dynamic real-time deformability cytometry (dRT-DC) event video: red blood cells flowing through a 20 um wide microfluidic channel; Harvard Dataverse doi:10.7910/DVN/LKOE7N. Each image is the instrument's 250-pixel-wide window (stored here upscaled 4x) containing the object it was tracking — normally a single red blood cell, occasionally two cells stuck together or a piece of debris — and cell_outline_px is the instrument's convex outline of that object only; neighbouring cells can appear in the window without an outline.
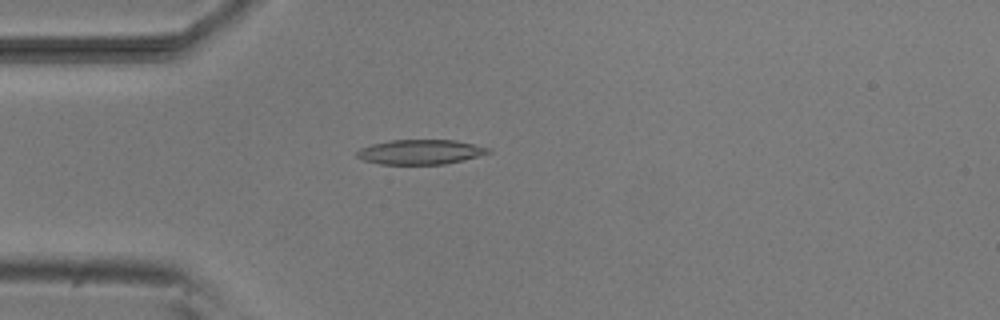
{"species": "common noctule bat (a hibernating species)", "species_latin": "Nyctalus noctula", "temperature_condition": "room temperature", "stored_images_in_passage": 37, "camera_frame_rate_fps": 3000, "um_per_image_px": 0.085, "animal": {"sex": "male", "body_mass_g": 20.5, "forearm_length_mm": 52.5}, "frame": {"image": 1, "passage_image": 5, "time_ms": 1.333, "image_size_px": [1000, 320], "cell_outline_px": [[492, 152], [444, 164], [380, 164], [364, 160], [356, 156], [356, 152], [360, 148], [372, 144], [388, 140], [456, 140], [492, 148]], "centroid_in_image_um": [35.72, 12.9], "position_along_channel_um": 49.3, "area_um2": 18.84}}
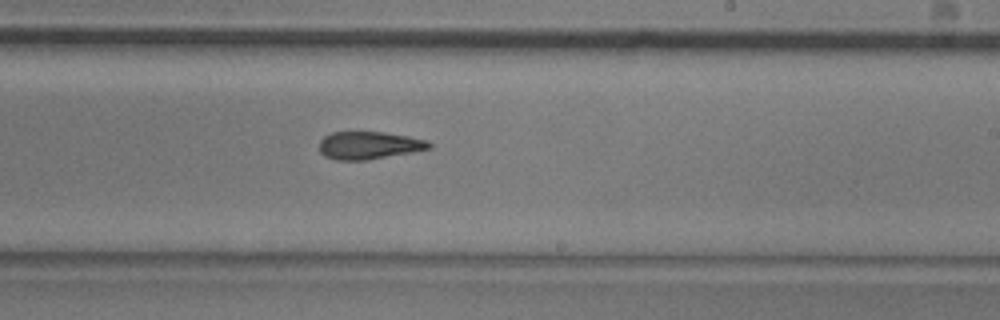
{"frame": {"image": 2, "passage_image": 22, "time_ms": 7.0, "image_size_px": [1000, 320], "cell_outline_px": [[432, 148], [412, 152], [368, 160], [336, 160], [324, 156], [320, 152], [320, 140], [324, 136], [332, 132], [384, 132], [408, 136], [428, 140], [432, 144]], "centroid_in_image_um": [31.37, 12.35], "position_along_channel_um": 257.6, "area_um2": 17.8}}
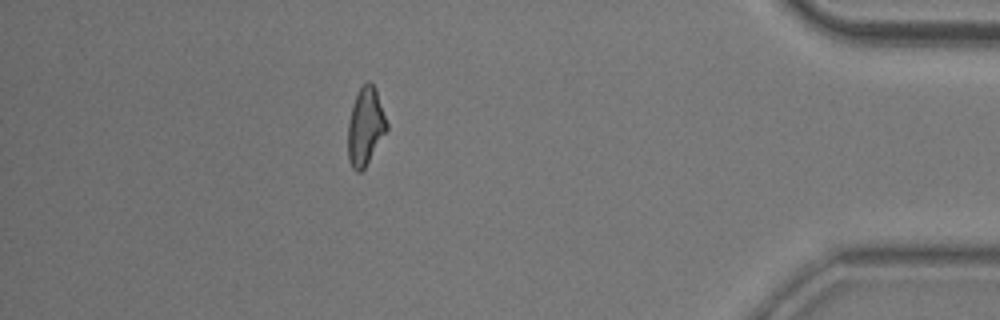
{"frame": {"image": 3, "passage_image": 37, "time_ms": 12.0, "image_size_px": [1000, 320], "cell_outline_px": [[388, 128], [364, 168], [360, 172], [356, 172], [352, 168], [348, 160], [348, 120], [352, 104], [360, 88], [368, 80], [376, 88], [388, 124]], "centroid_in_image_um": [31.05, 10.74], "position_along_channel_um": 404.2, "area_um2": 17.51}, "authors_computed_cell_mechanics": {"area_um2": 18.496, "velocity_mm_per_s": 3.8476, "shape_relaxation_time_tau1_ms": 6.1812, "shape_relaxation_time_tau2_ms": 4.1917, "deformation_change_tau1": 0.1763, "deformation_change_tau2": 0.1398}}